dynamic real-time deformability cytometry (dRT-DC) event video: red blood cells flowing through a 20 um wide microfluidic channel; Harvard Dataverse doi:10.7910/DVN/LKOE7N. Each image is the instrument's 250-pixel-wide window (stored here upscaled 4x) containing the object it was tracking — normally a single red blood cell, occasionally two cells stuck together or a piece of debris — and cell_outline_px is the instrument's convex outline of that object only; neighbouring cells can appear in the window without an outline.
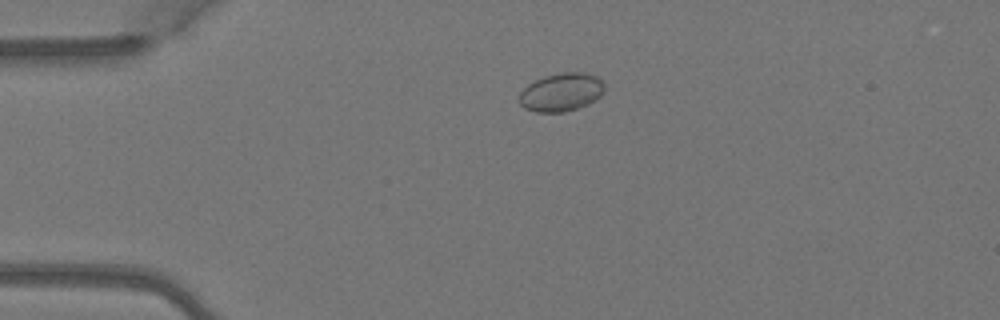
{"species": "Egyptian fruit bat (a non-hibernating species)", "species_latin": "Rousettus aegyptiacus", "temperature_condition": "warm", "stored_images_in_passage": 4, "camera_frame_rate_fps": 3000, "um_per_image_px": 0.085, "animal": {"sex": "female"}, "frame": {"image": 1, "passage_image": 3, "time_ms": 0.667, "image_size_px": [1000, 320], "cell_outline_px": [[604, 92], [600, 96], [588, 104], [564, 112], [536, 112], [524, 108], [516, 100], [520, 92], [528, 84], [544, 76], [560, 72], [580, 72], [596, 76], [604, 84]], "centroid_in_image_um": [47.67, 7.84], "position_along_channel_um": 37.3, "area_um2": 19.07}}